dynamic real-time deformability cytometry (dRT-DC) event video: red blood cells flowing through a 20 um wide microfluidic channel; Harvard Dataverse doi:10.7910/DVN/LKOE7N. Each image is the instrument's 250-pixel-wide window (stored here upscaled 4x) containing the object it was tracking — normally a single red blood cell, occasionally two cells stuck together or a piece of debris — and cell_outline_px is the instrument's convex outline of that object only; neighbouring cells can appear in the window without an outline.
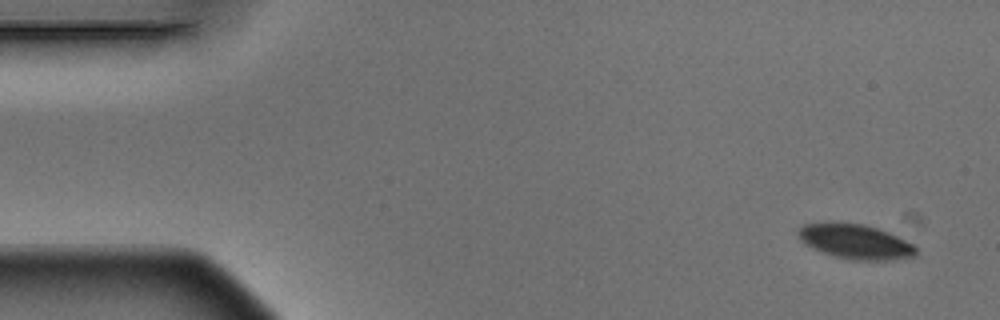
{"species": "Egyptian fruit bat (a non-hibernating species)", "species_latin": "Rousettus aegyptiacus", "temperature_condition": "warm", "stored_images_in_passage": 4, "camera_frame_rate_fps": 3000, "um_per_image_px": 0.085, "animal": {"sex": "male"}, "frame": {"image": 1, "passage_image": 1, "time_ms": 0.0, "image_size_px": [1000, 320], "cell_outline_px": [[916, 256], [892, 260], [852, 260], [836, 256], [812, 248], [804, 244], [800, 240], [796, 232], [804, 224], [824, 220], [840, 220], [864, 224], [888, 232], [916, 244]], "centroid_in_image_um": [72.68, 20.49], "position_along_channel_um": 12.3, "area_um2": 24.57}}
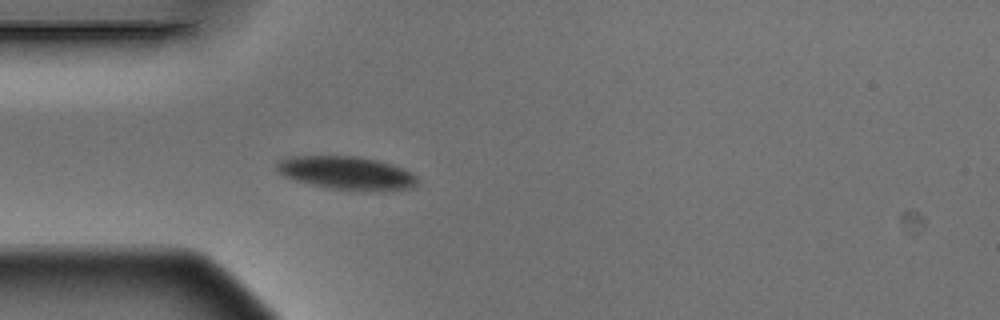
{"frame": {"image": 2, "passage_image": 4, "time_ms": 1.0, "image_size_px": [1000, 320], "cell_outline_px": [[416, 188], [328, 188], [296, 180], [284, 176], [276, 172], [276, 164], [280, 160], [292, 156], [356, 156], [376, 160], [392, 164], [404, 168], [412, 172], [416, 176]], "centroid_in_image_um": [29.4, 14.65], "position_along_channel_um": 55.6, "area_um2": 26.24}}